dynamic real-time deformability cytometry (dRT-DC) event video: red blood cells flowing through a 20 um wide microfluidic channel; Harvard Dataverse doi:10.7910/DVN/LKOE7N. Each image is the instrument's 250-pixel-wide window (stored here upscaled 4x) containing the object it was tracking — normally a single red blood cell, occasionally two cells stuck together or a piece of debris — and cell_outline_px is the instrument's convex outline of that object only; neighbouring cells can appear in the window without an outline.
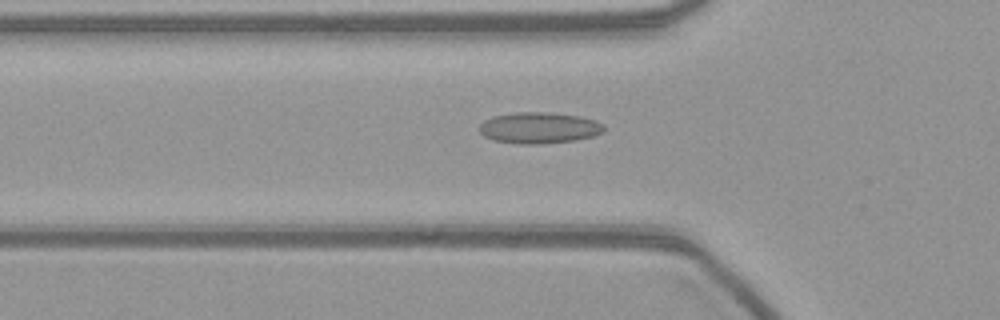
{"species": "common noctule bat (a hibernating species)", "species_latin": "Nyctalus noctula", "temperature_condition": "warm", "stored_images_in_passage": 55, "camera_frame_rate_fps": 3000, "um_per_image_px": 0.085, "animal": {"sex": "female", "body_mass_g": 21.9}, "frame": {"image": 1, "passage_image": 18, "time_ms": 5.667, "image_size_px": [1000, 320], "cell_outline_px": [[604, 132], [592, 136], [576, 140], [540, 144], [520, 144], [492, 140], [484, 136], [480, 132], [480, 124], [484, 120], [492, 116], [516, 112], [548, 112], [580, 116], [596, 120], [604, 124]], "centroid_in_image_um": [45.83, 10.86], "position_along_channel_um": 80.0, "area_um2": 22.83}}
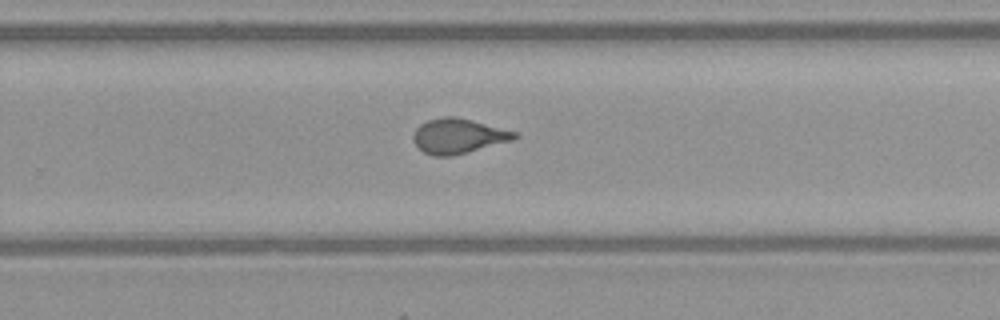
{"frame": {"image": 2, "passage_image": 35, "time_ms": 11.333, "image_size_px": [1000, 320], "cell_outline_px": [[520, 136], [512, 140], [468, 152], [452, 156], [432, 156], [424, 152], [412, 140], [412, 136], [416, 128], [420, 124], [428, 120], [444, 116], [456, 116], [472, 120], [516, 132]], "centroid_in_image_um": [38.93, 11.56], "position_along_channel_um": 290.9, "area_um2": 20.52}}
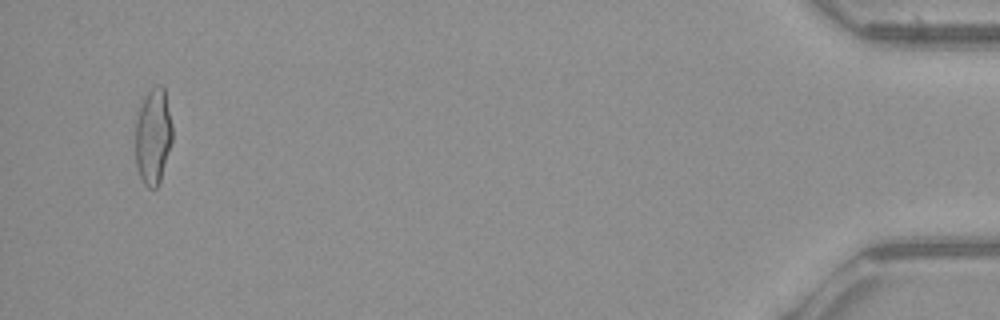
{"frame": {"image": 3, "passage_image": 53, "time_ms": 17.333, "image_size_px": [1000, 320], "cell_outline_px": [[172, 140], [160, 180], [156, 188], [148, 188], [144, 184], [140, 176], [136, 164], [136, 116], [140, 104], [148, 92], [156, 84], [160, 84], [164, 88], [172, 124]], "centroid_in_image_um": [13.01, 11.56], "position_along_channel_um": 422.2, "area_um2": 20.58}}